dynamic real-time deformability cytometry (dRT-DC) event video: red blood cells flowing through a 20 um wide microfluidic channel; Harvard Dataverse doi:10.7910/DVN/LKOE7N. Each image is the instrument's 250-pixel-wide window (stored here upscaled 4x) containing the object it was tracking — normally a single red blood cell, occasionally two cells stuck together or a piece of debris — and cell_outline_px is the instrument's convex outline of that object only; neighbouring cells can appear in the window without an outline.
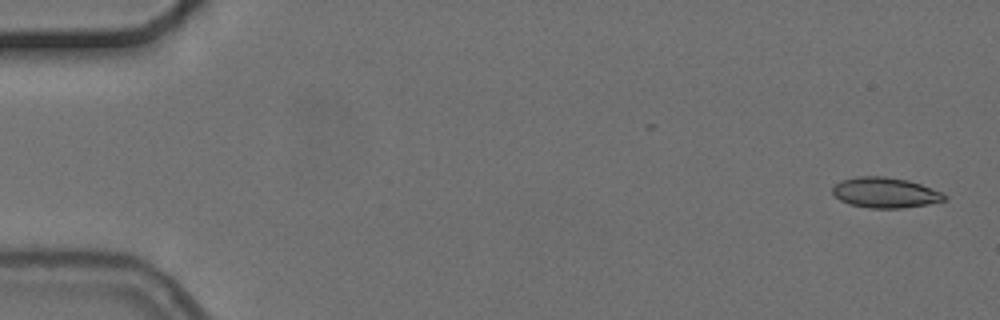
{"species": "common noctule bat (a hibernating species)", "species_latin": "Nyctalus noctula", "temperature_condition": "cold", "stored_images_in_passage": 5, "camera_frame_rate_fps": 3000, "um_per_image_px": 0.085, "animal": {"sex": "female", "body_mass_g": 24.6, "forearm_length_mm": 56.2}, "frame": {"image": 1, "passage_image": 1, "time_ms": 0.0, "image_size_px": [1000, 320], "cell_outline_px": [[948, 196], [944, 200], [928, 204], [900, 208], [868, 208], [848, 204], [840, 200], [832, 192], [832, 188], [840, 180], [856, 176], [884, 176], [908, 180], [920, 184], [940, 192]], "centroid_in_image_um": [75.2, 16.37], "position_along_channel_um": 9.8, "area_um2": 19.77}}
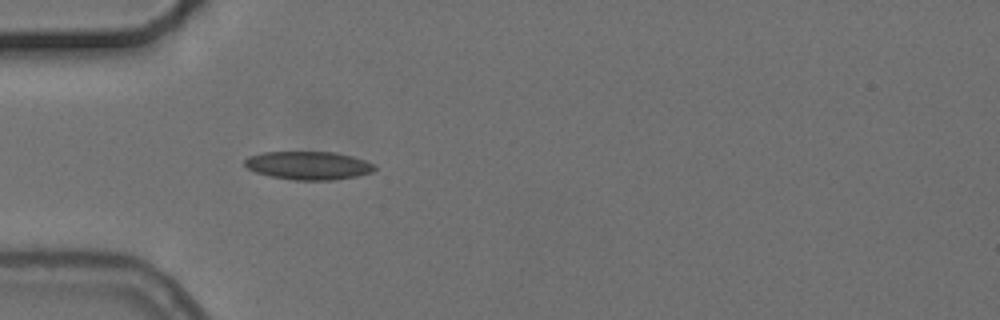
{"frame": {"image": 2, "passage_image": 5, "time_ms": 5.0, "image_size_px": [1000, 320], "cell_outline_px": [[376, 168], [372, 172], [356, 176], [332, 180], [296, 180], [272, 176], [256, 172], [248, 168], [244, 164], [244, 160], [248, 156], [264, 152], [332, 152], [352, 156], [376, 164]], "centroid_in_image_um": [26.23, 14.06], "position_along_channel_um": 58.8, "area_um2": 21.27}}